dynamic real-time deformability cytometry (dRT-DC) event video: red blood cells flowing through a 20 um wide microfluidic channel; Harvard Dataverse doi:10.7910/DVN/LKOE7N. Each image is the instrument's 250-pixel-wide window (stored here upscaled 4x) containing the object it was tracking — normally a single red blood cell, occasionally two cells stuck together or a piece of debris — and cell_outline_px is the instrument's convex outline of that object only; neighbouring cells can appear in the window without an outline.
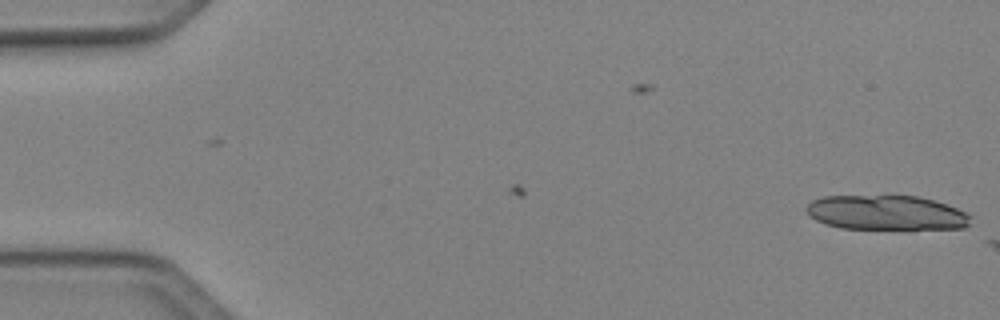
{"species": "Egyptian fruit bat (a non-hibernating species)", "species_latin": "Rousettus aegyptiacus", "temperature_condition": "cold", "stored_images_in_passage": 2, "camera_frame_rate_fps": 3000, "um_per_image_px": 0.085, "animal": {"sex": "female"}, "frame": {"image": 1, "passage_image": 2, "time_ms": 0.333, "image_size_px": [1000, 320], "cell_outline_px": [[972, 216], [968, 224], [964, 228], [840, 228], [824, 224], [808, 216], [804, 208], [812, 200], [824, 196], [920, 196], [956, 208]], "centroid_in_image_um": [75.26, 18.07], "position_along_channel_um": 9.7, "area_um2": 32.89}}